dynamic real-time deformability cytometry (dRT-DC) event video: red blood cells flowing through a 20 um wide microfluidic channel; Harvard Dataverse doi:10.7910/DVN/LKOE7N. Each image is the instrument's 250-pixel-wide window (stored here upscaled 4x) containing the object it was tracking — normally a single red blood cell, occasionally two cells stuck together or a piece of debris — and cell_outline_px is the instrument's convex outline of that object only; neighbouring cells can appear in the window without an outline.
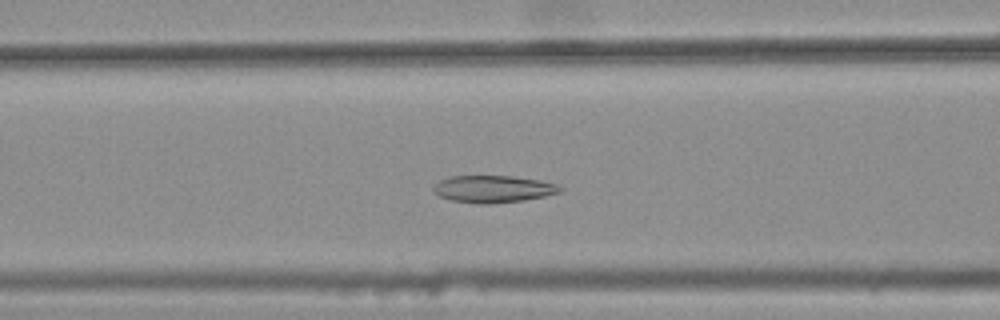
{"species": "common noctule bat (a hibernating species)", "species_latin": "Nyctalus noctula", "temperature_condition": "warm", "stored_images_in_passage": 41, "camera_frame_rate_fps": 3000, "um_per_image_px": 0.085, "animal": {"sex": "female", "body_mass_g": 25.1}, "frame": {"image": 1, "passage_image": 18, "time_ms": 5.667, "image_size_px": [1000, 320], "cell_outline_px": [[564, 188], [560, 192], [544, 196], [524, 200], [492, 204], [480, 204], [452, 200], [440, 196], [432, 192], [432, 188], [440, 180], [452, 176], [512, 176], [540, 180], [556, 184]], "centroid_in_image_um": [41.92, 16.07], "position_along_channel_um": 124.7, "area_um2": 20.0}}
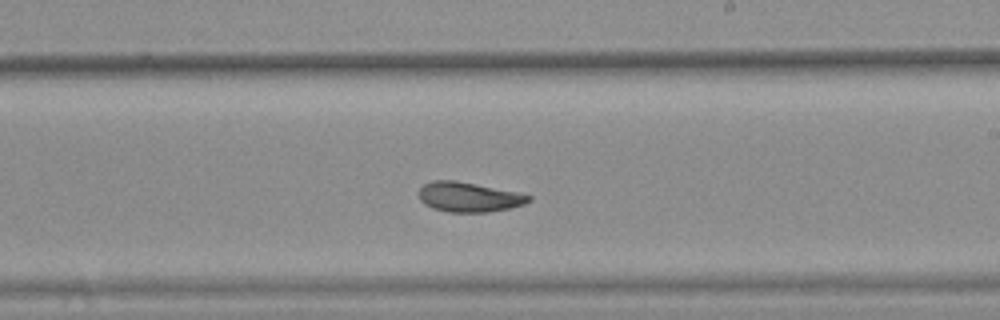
{"frame": {"image": 2, "passage_image": 28, "time_ms": 9.0, "image_size_px": [1000, 320], "cell_outline_px": [[532, 200], [524, 204], [508, 208], [488, 212], [448, 212], [432, 208], [424, 204], [420, 200], [420, 188], [424, 184], [432, 180], [456, 180], [516, 192], [532, 196]], "centroid_in_image_um": [39.83, 16.75], "position_along_channel_um": 249.2, "area_um2": 18.96}}
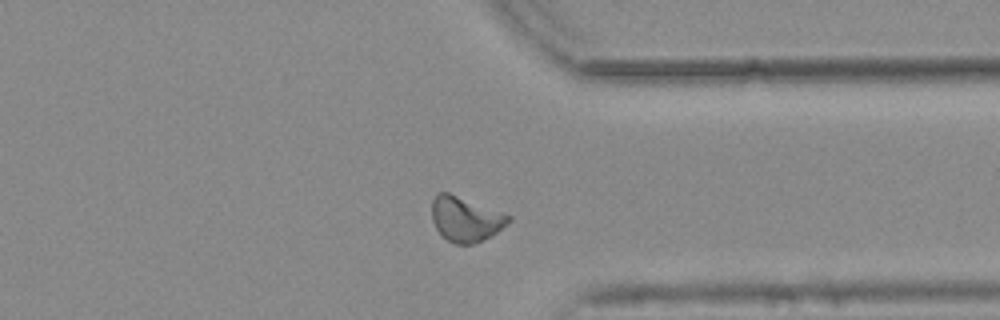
{"frame": {"image": 3, "passage_image": 38, "time_ms": 12.333, "image_size_px": [1000, 320], "cell_outline_px": [[512, 220], [492, 236], [472, 244], [456, 244], [448, 240], [436, 228], [432, 220], [432, 200], [436, 192], [448, 192], [512, 216]], "centroid_in_image_um": [39.57, 18.61], "position_along_channel_um": 371.8, "area_um2": 19.94}, "authors_computed_cell_mechanics": {"area_um2": 19.8832, "velocity_mm_per_s": 3.7437, "shape_relaxation_time_tau1_ms": null, "shape_relaxation_time_tau2_ms": 1.695, "deformation_change_tau1": null, "deformation_change_tau2": 0.0789}}